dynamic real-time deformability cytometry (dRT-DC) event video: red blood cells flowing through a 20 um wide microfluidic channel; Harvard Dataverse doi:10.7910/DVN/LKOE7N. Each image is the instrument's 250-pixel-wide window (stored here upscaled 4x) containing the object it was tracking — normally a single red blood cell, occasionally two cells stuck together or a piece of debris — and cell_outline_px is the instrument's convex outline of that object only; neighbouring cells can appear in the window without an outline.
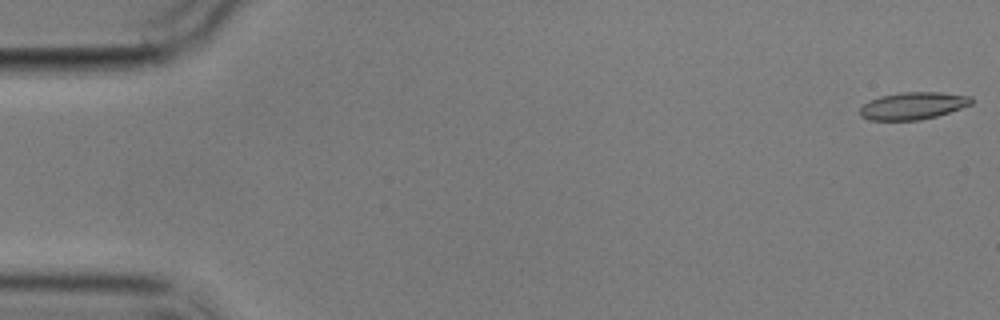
{"species": "common noctule bat (a hibernating species)", "species_latin": "Nyctalus noctula", "temperature_condition": "cold", "stored_images_in_passage": 4, "camera_frame_rate_fps": 3000, "um_per_image_px": 0.085, "animal": {"sex": "male", "body_mass_g": 17.9}, "frame": {"image": 1, "passage_image": 1, "time_ms": 0.0, "image_size_px": [1000, 320], "cell_outline_px": [[972, 104], [936, 116], [920, 120], [868, 120], [860, 116], [860, 108], [868, 100], [880, 96], [900, 92], [940, 92], [972, 96]], "centroid_in_image_um": [77.58, 8.98], "position_along_channel_um": 7.4, "area_um2": 17.74}}